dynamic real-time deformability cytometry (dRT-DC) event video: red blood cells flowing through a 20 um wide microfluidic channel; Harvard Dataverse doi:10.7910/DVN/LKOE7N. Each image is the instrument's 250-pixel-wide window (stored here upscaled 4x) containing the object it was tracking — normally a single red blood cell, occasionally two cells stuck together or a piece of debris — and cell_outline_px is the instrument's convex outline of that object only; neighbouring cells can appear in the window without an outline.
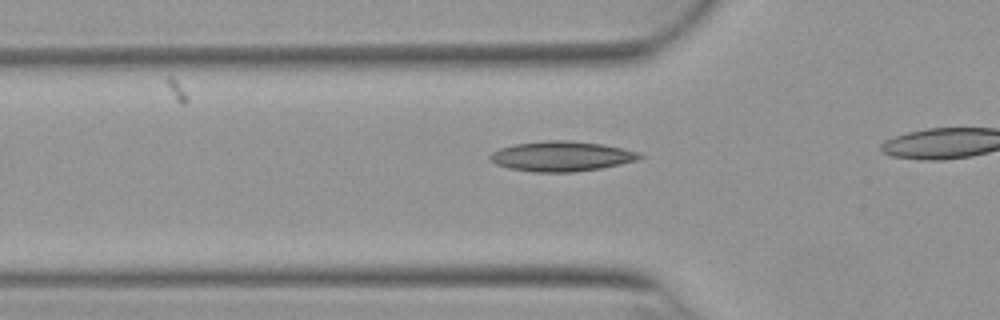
{"species": "Egyptian fruit bat (a non-hibernating species)", "species_latin": "Rousettus aegyptiacus", "temperature_condition": "warm", "stored_images_in_passage": 8, "camera_frame_rate_fps": 3000, "um_per_image_px": 0.085, "animal": {"sex": "female"}, "frame": {"image": 1, "passage_image": 3, "time_ms": 0.667, "image_size_px": [1000, 320], "cell_outline_px": [[644, 156], [636, 160], [620, 164], [600, 168], [572, 172], [532, 172], [508, 168], [496, 164], [488, 160], [488, 156], [492, 152], [500, 148], [516, 144], [544, 140], [568, 140], [604, 144], [640, 152]], "centroid_in_image_um": [47.7, 13.28], "position_along_channel_um": 78.1, "area_um2": 26.3}}
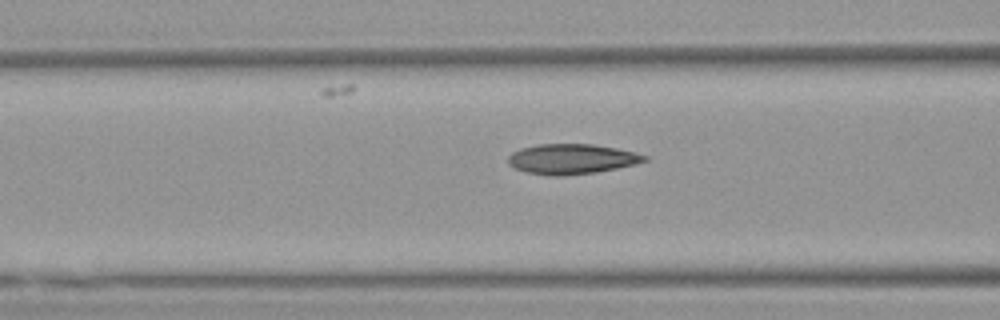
{"frame": {"image": 2, "passage_image": 6, "time_ms": 1.667, "image_size_px": [1000, 320], "cell_outline_px": [[648, 160], [636, 164], [596, 172], [560, 176], [552, 176], [528, 172], [516, 168], [508, 164], [508, 156], [512, 152], [520, 148], [536, 144], [592, 144], [616, 148], [636, 152], [648, 156]], "centroid_in_image_um": [48.6, 13.5], "position_along_channel_um": 118.0, "area_um2": 23.93}}